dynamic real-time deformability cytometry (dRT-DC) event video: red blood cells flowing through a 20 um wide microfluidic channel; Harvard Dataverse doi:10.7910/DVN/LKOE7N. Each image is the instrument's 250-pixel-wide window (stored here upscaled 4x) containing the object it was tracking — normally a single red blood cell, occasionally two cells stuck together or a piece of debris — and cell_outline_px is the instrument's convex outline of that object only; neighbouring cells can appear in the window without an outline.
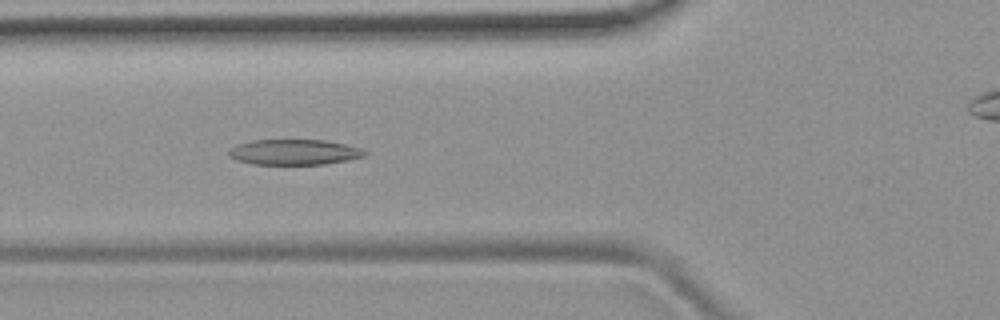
{"species": "common noctule bat (a hibernating species)", "species_latin": "Nyctalus noctula", "temperature_condition": "room temperature", "stored_images_in_passage": 7, "camera_frame_rate_fps": 3000, "um_per_image_px": 0.085, "animal": {"sex": "female", "body_mass_g": 19.9}, "frame": {"image": 1, "passage_image": 5, "time_ms": 1.333, "image_size_px": [1000, 320], "cell_outline_px": [[368, 156], [348, 160], [324, 164], [252, 164], [236, 160], [228, 156], [228, 152], [236, 144], [252, 140], [324, 140], [344, 144], [360, 148], [368, 152]], "centroid_in_image_um": [25.01, 12.93], "position_along_channel_um": 100.8, "area_um2": 20.23}}
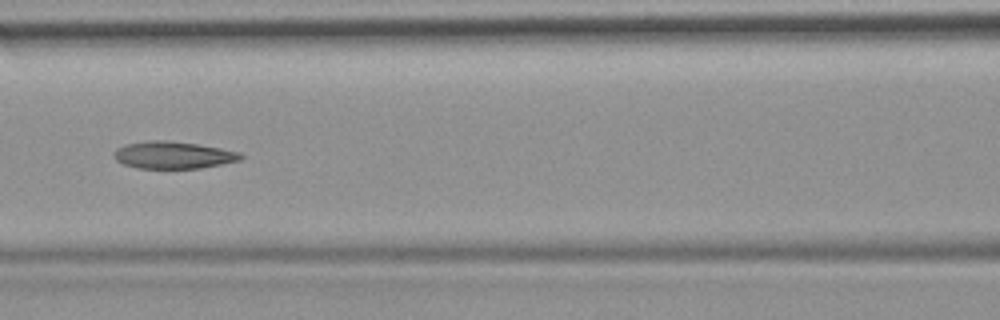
{"frame": {"image": 2, "passage_image": 6, "time_ms": 1.667, "image_size_px": [1000, 320], "cell_outline_px": [[244, 156], [240, 160], [200, 168], [136, 168], [124, 164], [116, 160], [112, 156], [112, 152], [116, 148], [128, 144], [152, 140], [164, 140], [196, 144], [220, 148], [240, 152]], "centroid_in_image_um": [14.69, 13.18], "position_along_channel_um": 151.9, "area_um2": 19.94}}
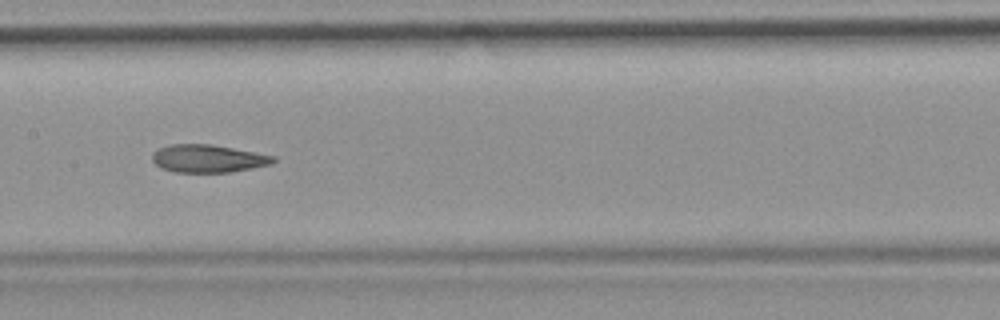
{"frame": {"image": 3, "passage_image": 7, "time_ms": 2.0, "image_size_px": [1000, 320], "cell_outline_px": [[276, 160], [272, 164], [252, 168], [228, 172], [176, 172], [160, 168], [152, 160], [152, 152], [160, 148], [172, 144], [212, 144], [276, 156]], "centroid_in_image_um": [17.69, 13.47], "position_along_channel_um": 189.7, "area_um2": 19.59}}